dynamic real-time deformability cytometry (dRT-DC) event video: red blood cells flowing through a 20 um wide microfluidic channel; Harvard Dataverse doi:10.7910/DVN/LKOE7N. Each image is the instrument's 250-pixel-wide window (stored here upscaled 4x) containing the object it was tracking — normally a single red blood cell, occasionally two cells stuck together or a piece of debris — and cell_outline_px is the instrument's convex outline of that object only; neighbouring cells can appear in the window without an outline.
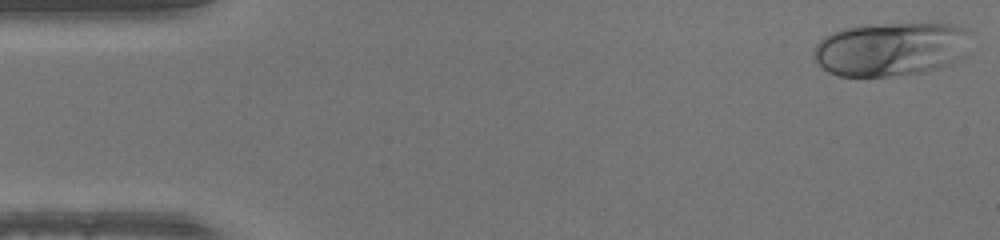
{"species": "human", "species_latin": "Homo sapiens", "temperature_condition": "warm", "stored_images_in_passage": 48, "camera_frame_rate_fps": 3000, "um_per_image_px": 0.085, "donor": {"sex": "male"}, "frame": {"image": 1, "passage_image": 1, "time_ms": 0.0, "image_size_px": [1000, 240], "cell_outline_px": [[968, 56], [952, 64], [924, 72], [904, 76], [836, 76], [820, 68], [816, 64], [812, 56], [812, 52], [816, 44], [824, 36], [832, 32], [844, 28], [868, 24], [952, 24], [964, 28], [968, 32]], "centroid_in_image_um": [75.71, 4.19], "position_along_channel_um": 9.3, "area_um2": 50.23}}
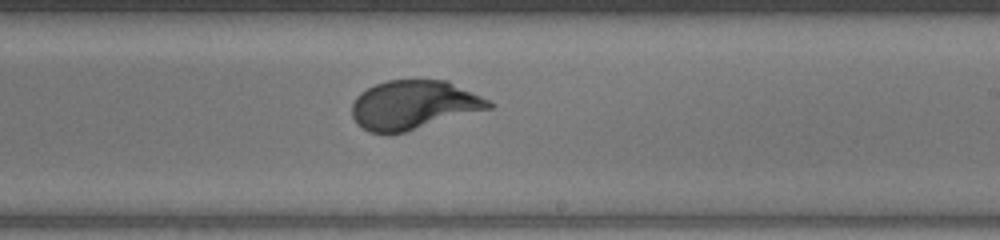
{"frame": {"image": 2, "passage_image": 28, "time_ms": 9.0, "image_size_px": [1000, 240], "cell_outline_px": [[496, 104], [492, 108], [404, 132], [388, 136], [368, 132], [356, 124], [352, 116], [352, 104], [356, 96], [360, 92], [376, 84], [388, 80], [448, 80]], "centroid_in_image_um": [35.12, 8.94], "position_along_channel_um": 253.9, "area_um2": 39.3}}
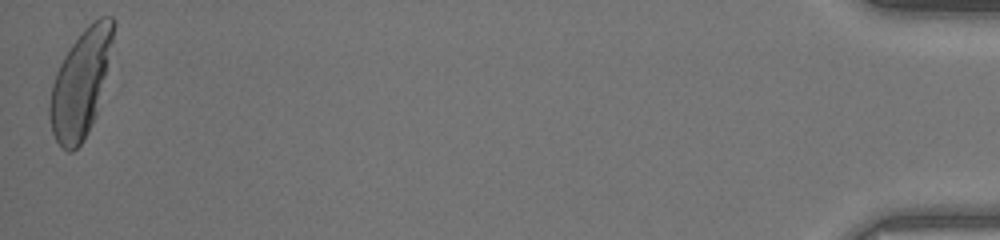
{"frame": {"image": 3, "passage_image": 48, "time_ms": 15.667, "image_size_px": [1000, 240], "cell_outline_px": [[116, 24], [96, 116], [84, 140], [72, 152], [68, 152], [56, 140], [52, 132], [48, 116], [48, 108], [52, 84], [56, 72], [64, 56], [72, 44], [84, 28], [92, 20], [100, 16], [112, 16]], "centroid_in_image_um": [6.84, 7.09], "position_along_channel_um": 428.4, "area_um2": 39.3}}